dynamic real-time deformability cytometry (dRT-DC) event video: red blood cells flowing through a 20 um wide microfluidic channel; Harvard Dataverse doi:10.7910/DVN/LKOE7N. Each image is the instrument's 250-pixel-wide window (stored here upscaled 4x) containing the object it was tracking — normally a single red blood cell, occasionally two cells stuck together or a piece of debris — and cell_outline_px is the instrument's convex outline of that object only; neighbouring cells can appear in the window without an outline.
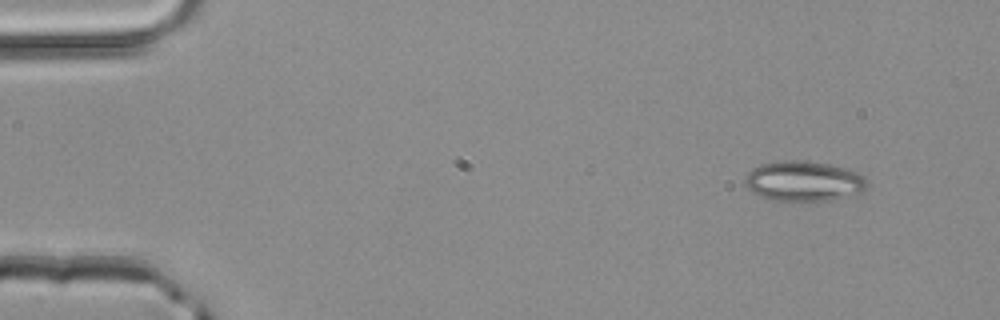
{"species": "common noctule bat (a hibernating species)", "species_latin": "Nyctalus noctula", "temperature_condition": "room temperature", "stored_images_in_passage": 3, "camera_frame_rate_fps": 3000, "um_per_image_px": 0.085, "animal": {"sex": "male", "body_mass_g": 20.4}, "frame": {"image": 1, "passage_image": 1, "time_ms": 0.0, "image_size_px": [1000, 320], "cell_outline_px": [[868, 188], [860, 192], [828, 200], [776, 200], [760, 196], [752, 192], [748, 188], [744, 180], [744, 176], [752, 168], [760, 164], [784, 160], [804, 160], [828, 164], [844, 168], [856, 172], [864, 176], [868, 180]], "centroid_in_image_um": [68.3, 15.37], "position_along_channel_um": 16.7, "area_um2": 28.38}}